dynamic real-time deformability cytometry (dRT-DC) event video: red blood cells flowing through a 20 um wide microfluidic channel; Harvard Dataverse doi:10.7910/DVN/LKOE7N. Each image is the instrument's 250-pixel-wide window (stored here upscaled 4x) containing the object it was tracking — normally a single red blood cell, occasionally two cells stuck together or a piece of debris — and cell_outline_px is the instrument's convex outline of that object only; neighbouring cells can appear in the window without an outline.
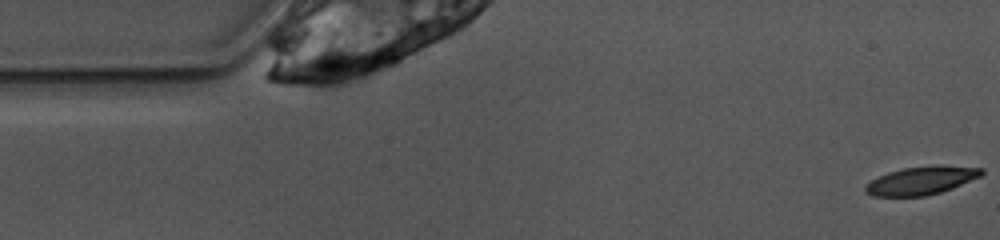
{"species": "common noctule bat (a hibernating species)", "species_latin": "Nyctalus noctula", "temperature_condition": "warm", "stored_images_in_passage": 6, "camera_frame_rate_fps": 3000, "um_per_image_px": 0.085, "animal": {"sex": "female", "body_mass_g": 10.0, "forearm_length_mm": 53.1}, "frame": {"image": 1, "passage_image": 1, "time_ms": 0.0, "image_size_px": [1000, 240], "cell_outline_px": [[984, 172], [980, 176], [952, 188], [928, 196], [872, 196], [864, 192], [864, 188], [872, 180], [888, 172], [904, 168], [936, 164], [984, 168]], "centroid_in_image_um": [78.33, 15.34], "position_along_channel_um": 6.7, "area_um2": 19.07}}